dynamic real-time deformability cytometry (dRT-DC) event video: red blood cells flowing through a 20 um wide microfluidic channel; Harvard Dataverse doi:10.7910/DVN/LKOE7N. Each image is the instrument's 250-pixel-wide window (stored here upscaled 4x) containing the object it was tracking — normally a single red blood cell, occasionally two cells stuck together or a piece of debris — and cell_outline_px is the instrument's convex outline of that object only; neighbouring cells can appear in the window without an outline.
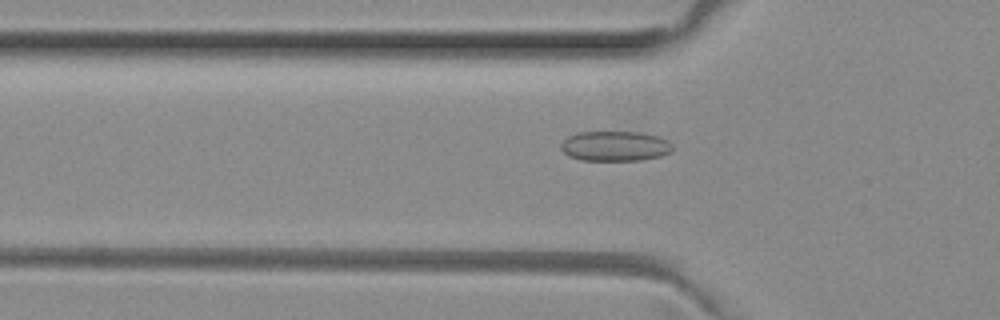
{"species": "common noctule bat (a hibernating species)", "species_latin": "Nyctalus noctula", "temperature_condition": "room temperature", "stored_images_in_passage": 49, "camera_frame_rate_fps": 3000, "um_per_image_px": 0.085, "animal": {"sex": "female", "body_mass_g": 29.2, "forearm_length_mm": 56.3}, "frame": {"image": 1, "passage_image": 16, "time_ms": 5.0, "image_size_px": [1000, 320], "cell_outline_px": [[672, 152], [660, 156], [640, 160], [580, 160], [568, 156], [560, 148], [560, 144], [568, 136], [576, 132], [640, 132], [656, 136], [668, 140], [672, 144]], "centroid_in_image_um": [52.26, 12.41], "position_along_channel_um": 73.5, "area_um2": 19.59}}
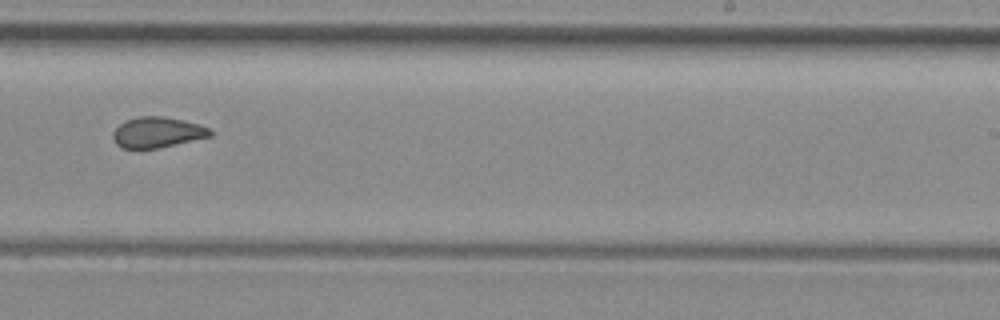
{"frame": {"image": 2, "passage_image": 31, "time_ms": 10.0, "image_size_px": [1000, 320], "cell_outline_px": [[212, 136], [160, 148], [140, 152], [120, 148], [112, 140], [112, 132], [124, 120], [140, 116], [160, 116], [184, 120], [200, 124], [212, 128]], "centroid_in_image_um": [13.33, 11.29], "position_along_channel_um": 275.7, "area_um2": 18.21}}
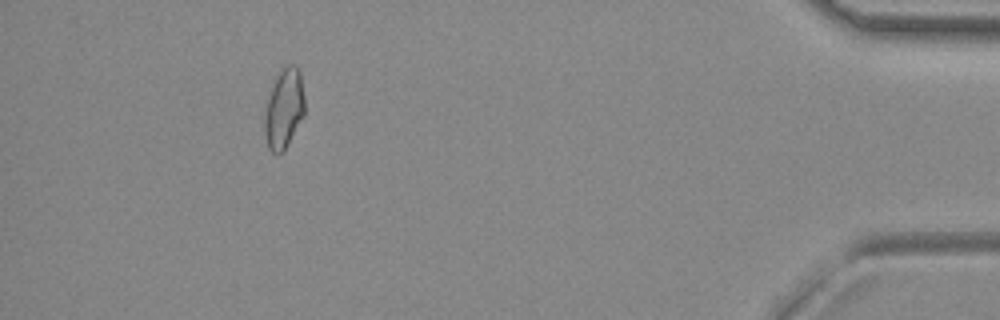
{"frame": {"image": 3, "passage_image": 46, "time_ms": 15.0, "image_size_px": [1000, 320], "cell_outline_px": [[304, 116], [284, 152], [276, 156], [268, 148], [264, 132], [264, 112], [272, 80], [288, 64], [292, 64], [300, 72], [304, 96]], "centroid_in_image_um": [24.12, 9.28], "position_along_channel_um": 411.1, "area_um2": 19.02}, "authors_computed_cell_mechanics": {"area_um2": 18.3804, "velocity_mm_per_s": 4.0385, "shape_relaxation_time_tau1_ms": null, "shape_relaxation_time_tau2_ms": 1.9498, "deformation_change_tau1": null, "deformation_change_tau2": 0.0743}}